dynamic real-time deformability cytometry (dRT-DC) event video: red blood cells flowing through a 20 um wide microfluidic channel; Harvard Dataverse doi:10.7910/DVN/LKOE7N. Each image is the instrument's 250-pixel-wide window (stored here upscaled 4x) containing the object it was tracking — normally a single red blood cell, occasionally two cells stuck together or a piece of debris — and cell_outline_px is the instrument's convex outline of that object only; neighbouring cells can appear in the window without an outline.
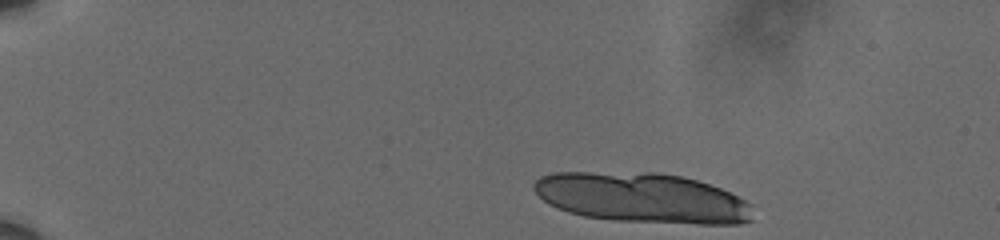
{"species": "human", "species_latin": "Homo sapiens", "temperature_condition": "cold", "stored_images_in_passage": 43, "segment_of_instrument_passage": [1, 2], "camera_frame_rate_fps": 3000, "um_per_image_px": 0.085, "donor": {"sex": "male"}, "frame": {"image": 1, "passage_image": 1, "time_ms": 0.0, "image_size_px": [1000, 240], "cell_outline_px": [[752, 220], [740, 224], [696, 224], [612, 220], [584, 216], [568, 212], [556, 208], [548, 204], [532, 188], [532, 184], [540, 176], [552, 172], [656, 172], [680, 176], [696, 180], [720, 188], [752, 204]], "centroid_in_image_um": [54.56, 16.82], "position_along_channel_um": 30.4, "area_um2": 64.1}}